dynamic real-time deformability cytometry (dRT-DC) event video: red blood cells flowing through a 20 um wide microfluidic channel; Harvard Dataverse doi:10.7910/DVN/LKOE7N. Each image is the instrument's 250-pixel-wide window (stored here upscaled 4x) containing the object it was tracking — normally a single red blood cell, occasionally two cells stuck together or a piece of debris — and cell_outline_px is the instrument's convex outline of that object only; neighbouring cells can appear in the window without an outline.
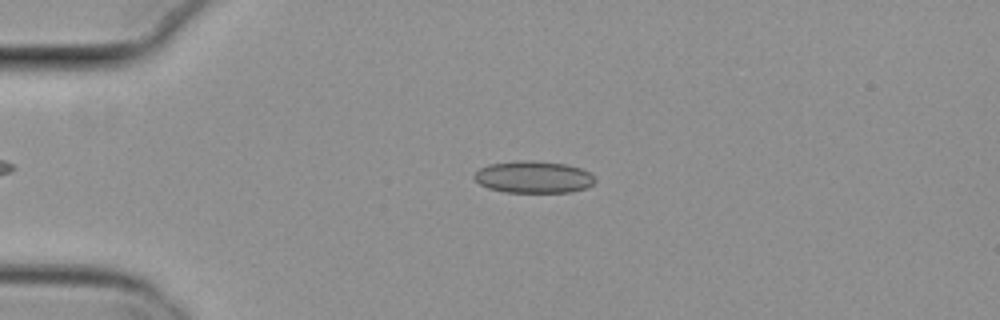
{"species": "common noctule bat (a hibernating species)", "species_latin": "Nyctalus noctula", "temperature_condition": "cold", "stored_images_in_passage": 49, "camera_frame_rate_fps": 3000, "um_per_image_px": 0.085, "animal": {"sex": "female", "body_mass_g": 29.2, "forearm_length_mm": 56.3}, "frame": {"image": 1, "passage_image": 8, "time_ms": 2.333, "image_size_px": [1000, 320], "cell_outline_px": [[596, 180], [592, 184], [584, 188], [568, 192], [504, 192], [488, 188], [480, 184], [472, 176], [480, 168], [488, 164], [520, 160], [528, 160], [564, 164], [580, 168], [588, 172]], "centroid_in_image_um": [45.3, 15.05], "position_along_channel_um": 39.7, "area_um2": 22.31}}
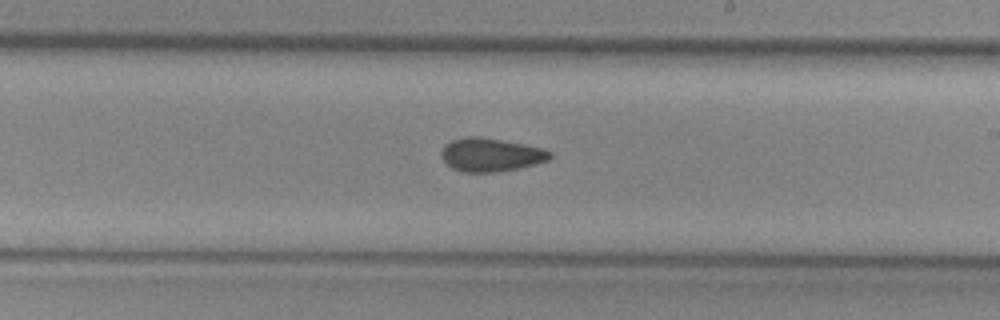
{"frame": {"image": 2, "passage_image": 27, "time_ms": 8.667, "image_size_px": [1000, 320], "cell_outline_px": [[552, 156], [548, 160], [536, 164], [520, 168], [496, 172], [464, 172], [452, 168], [440, 156], [440, 152], [444, 144], [452, 140], [468, 136], [480, 136], [540, 148], [552, 152]], "centroid_in_image_um": [41.68, 13.16], "position_along_channel_um": 247.3, "area_um2": 21.04}}
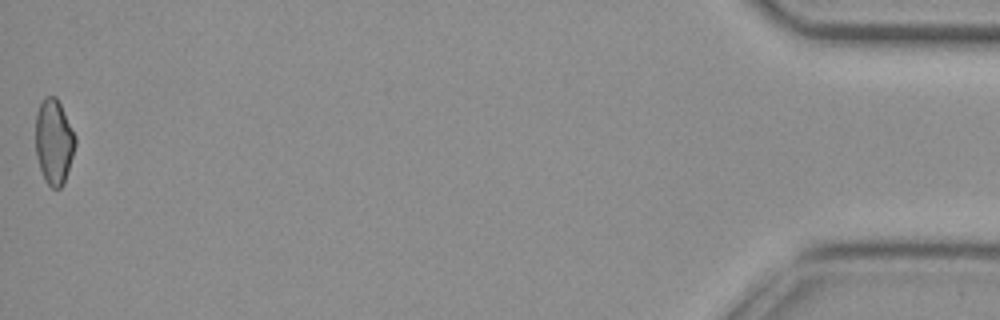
{"frame": {"image": 3, "passage_image": 49, "time_ms": 16.0, "image_size_px": [1000, 320], "cell_outline_px": [[76, 144], [64, 184], [60, 188], [52, 188], [44, 180], [36, 156], [36, 112], [44, 96], [56, 96], [76, 136]], "centroid_in_image_um": [4.58, 12.05], "position_along_channel_um": 430.6, "area_um2": 19.71}, "authors_computed_cell_mechanics": {"area_um2": 21.0392, "velocity_mm_per_s": 3.8317, "shape_relaxation_time_tau1_ms": null, "shape_relaxation_time_tau2_ms": 5.4919, "deformation_change_tau1": null, "deformation_change_tau2": 0.1201}}